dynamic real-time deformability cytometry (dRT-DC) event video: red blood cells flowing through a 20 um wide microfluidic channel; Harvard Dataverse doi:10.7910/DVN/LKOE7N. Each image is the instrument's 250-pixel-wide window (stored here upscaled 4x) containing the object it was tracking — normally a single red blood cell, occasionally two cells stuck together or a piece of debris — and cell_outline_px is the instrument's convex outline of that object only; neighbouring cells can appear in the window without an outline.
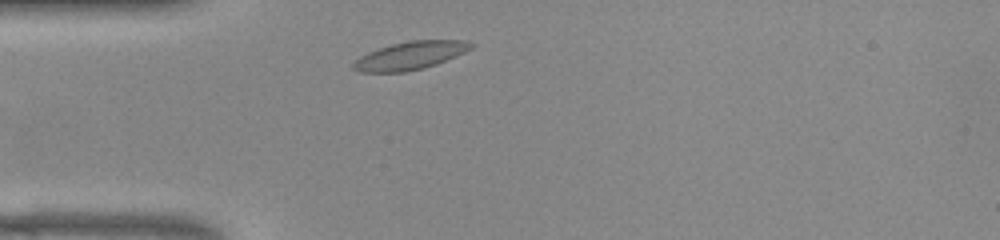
{"species": "common noctule bat (a hibernating species)", "species_latin": "Nyctalus noctula", "temperature_condition": "warm", "stored_images_in_passage": 33, "camera_frame_rate_fps": 3000, "um_per_image_px": 0.085, "animal": {"sex": "female", "body_mass_g": 22.0, "forearm_length_mm": 56.7}, "frame": {"image": 1, "passage_image": 3, "time_ms": 0.667, "image_size_px": [1000, 240], "cell_outline_px": [[476, 44], [472, 48], [464, 52], [436, 64], [424, 68], [404, 72], [360, 72], [352, 68], [352, 64], [360, 56], [368, 52], [392, 44], [408, 40], [464, 40]], "centroid_in_image_um": [34.87, 4.72], "position_along_channel_um": 50.1, "area_um2": 19.13}}
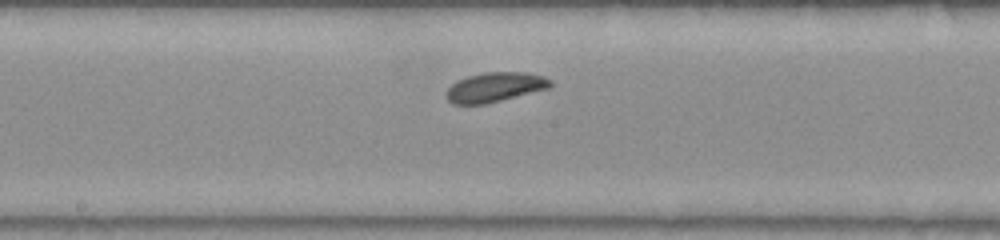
{"frame": {"image": 2, "passage_image": 16, "time_ms": 5.0, "image_size_px": [1000, 240], "cell_outline_px": [[552, 88], [484, 104], [452, 104], [448, 100], [448, 88], [456, 80], [468, 76], [484, 72], [524, 72], [544, 76], [552, 80]], "centroid_in_image_um": [42.12, 7.4], "position_along_channel_um": 206.1, "area_um2": 17.98}}
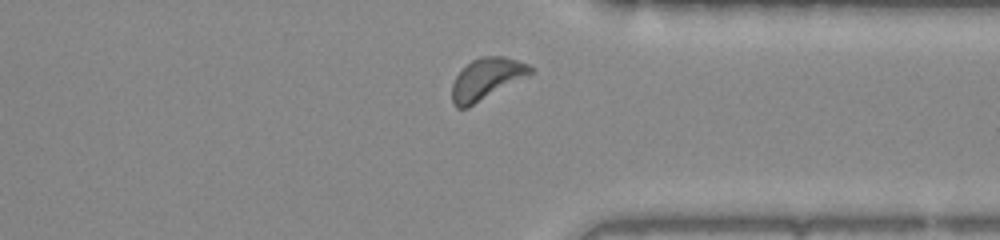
{"frame": {"image": 3, "passage_image": 29, "time_ms": 9.333, "image_size_px": [1000, 240], "cell_outline_px": [[536, 68], [532, 72], [468, 108], [456, 108], [452, 104], [452, 84], [456, 76], [472, 60], [480, 56], [504, 56], [528, 64]], "centroid_in_image_um": [41.32, 6.7], "position_along_channel_um": 370.1, "area_um2": 18.61}, "authors_computed_cell_mechanics": {"area_um2": 18.0336, "velocity_mm_per_s": 3.8354, "shape_relaxation_time_tau1_ms": 1.3828, "shape_relaxation_time_tau2_ms": null, "deformation_change_tau1": 0.0569, "deformation_change_tau2": null}}